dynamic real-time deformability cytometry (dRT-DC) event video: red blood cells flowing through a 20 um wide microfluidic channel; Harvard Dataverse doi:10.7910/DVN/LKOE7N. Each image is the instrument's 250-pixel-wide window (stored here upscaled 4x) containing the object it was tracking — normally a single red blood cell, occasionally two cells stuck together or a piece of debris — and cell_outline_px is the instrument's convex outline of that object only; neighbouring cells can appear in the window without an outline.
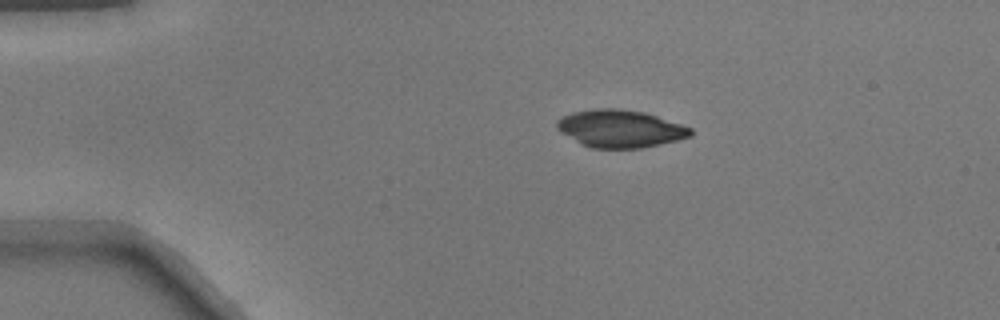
{"species": "common noctule bat (a hibernating species)", "species_latin": "Nyctalus noctula", "temperature_condition": "warm", "stored_images_in_passage": 10, "camera_frame_rate_fps": 3000, "um_per_image_px": 0.085, "animal": {"sex": "male", "body_mass_g": 17.9}, "frame": {"image": 1, "passage_image": 1, "time_ms": 0.0, "image_size_px": [1000, 320], "cell_outline_px": [[692, 136], [660, 144], [640, 148], [592, 148], [580, 144], [560, 132], [556, 128], [556, 120], [572, 112], [596, 108], [620, 108], [644, 112], [692, 128]], "centroid_in_image_um": [52.68, 10.93], "position_along_channel_um": 32.3, "area_um2": 29.25}}
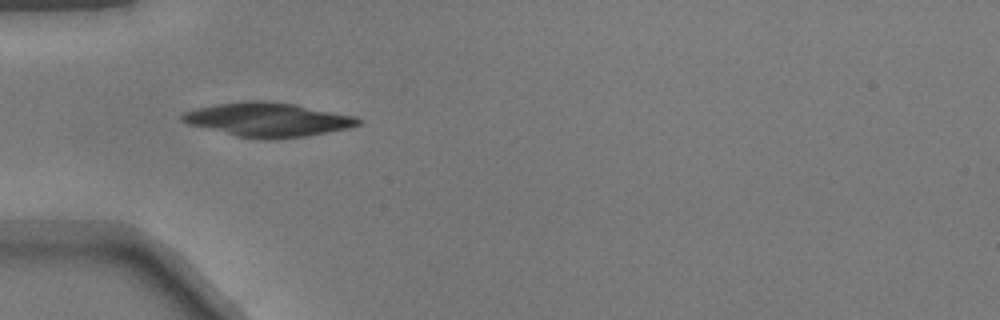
{"frame": {"image": 2, "passage_image": 7, "time_ms": 2.0, "image_size_px": [1000, 320], "cell_outline_px": [[360, 124], [348, 128], [328, 132], [304, 136], [264, 140], [236, 136], [188, 124], [180, 120], [180, 116], [184, 112], [196, 108], [216, 104], [244, 100], [264, 100], [296, 104], [356, 116], [360, 120]], "centroid_in_image_um": [22.74, 10.16], "position_along_channel_um": 62.3, "area_um2": 34.97}}